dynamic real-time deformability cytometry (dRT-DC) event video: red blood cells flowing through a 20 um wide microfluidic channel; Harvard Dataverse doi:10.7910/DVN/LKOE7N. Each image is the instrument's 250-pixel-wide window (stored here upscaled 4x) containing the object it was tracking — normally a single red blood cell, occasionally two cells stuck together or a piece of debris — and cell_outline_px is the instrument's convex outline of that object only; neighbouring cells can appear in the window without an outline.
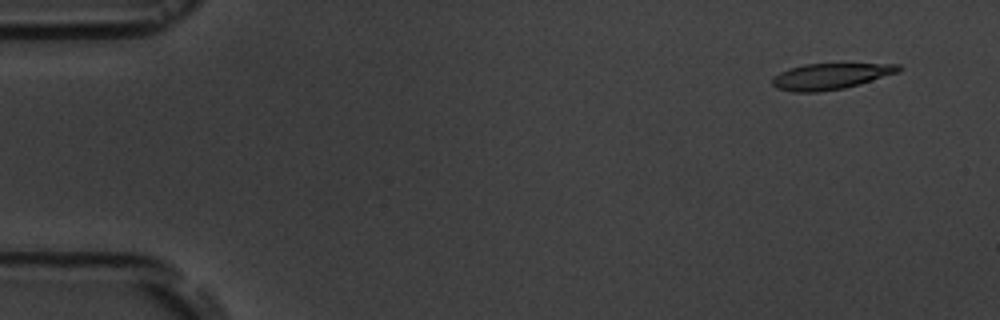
{"species": "common noctule bat (a hibernating species)", "species_latin": "Nyctalus noctula", "temperature_condition": "room temperature", "stored_images_in_passage": 4, "camera_frame_rate_fps": 3000, "um_per_image_px": 0.085, "animal": {"sex": "male", "body_mass_g": 19.5, "forearm_length_mm": 54.6}, "frame": {"image": 1, "passage_image": 1, "time_ms": 0.0, "image_size_px": [1000, 320], "cell_outline_px": [[904, 68], [900, 72], [860, 84], [844, 88], [816, 92], [792, 92], [776, 88], [772, 84], [772, 80], [780, 72], [788, 68], [804, 64], [900, 64]], "centroid_in_image_um": [70.62, 6.48], "position_along_channel_um": 14.4, "area_um2": 19.19}}